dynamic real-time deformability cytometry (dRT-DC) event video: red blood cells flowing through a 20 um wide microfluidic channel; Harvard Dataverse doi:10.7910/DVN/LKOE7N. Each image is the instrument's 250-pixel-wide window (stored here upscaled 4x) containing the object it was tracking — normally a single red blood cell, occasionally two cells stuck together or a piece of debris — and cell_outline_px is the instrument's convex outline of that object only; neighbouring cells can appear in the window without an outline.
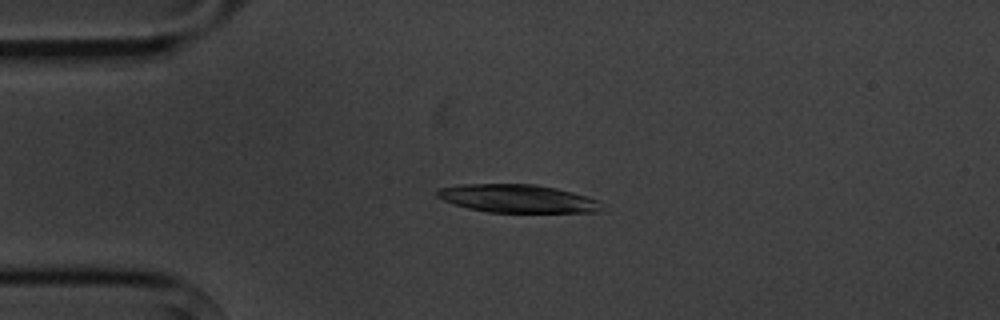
{"species": "common noctule bat (a hibernating species)", "species_latin": "Nyctalus noctula", "temperature_condition": "cold", "stored_images_in_passage": 9, "camera_frame_rate_fps": 3000, "um_per_image_px": 0.085, "animal": {"sex": "male", "body_mass_g": 20.1, "forearm_length_mm": 53.5}, "frame": {"image": 1, "passage_image": 3, "time_ms": 2.333, "image_size_px": [1000, 320], "cell_outline_px": [[604, 212], [488, 212], [468, 208], [444, 200], [436, 196], [436, 192], [440, 188], [460, 184], [536, 184], [556, 188], [572, 192], [600, 200]], "centroid_in_image_um": [44.04, 16.88], "position_along_channel_um": 41.0, "area_um2": 26.99}}